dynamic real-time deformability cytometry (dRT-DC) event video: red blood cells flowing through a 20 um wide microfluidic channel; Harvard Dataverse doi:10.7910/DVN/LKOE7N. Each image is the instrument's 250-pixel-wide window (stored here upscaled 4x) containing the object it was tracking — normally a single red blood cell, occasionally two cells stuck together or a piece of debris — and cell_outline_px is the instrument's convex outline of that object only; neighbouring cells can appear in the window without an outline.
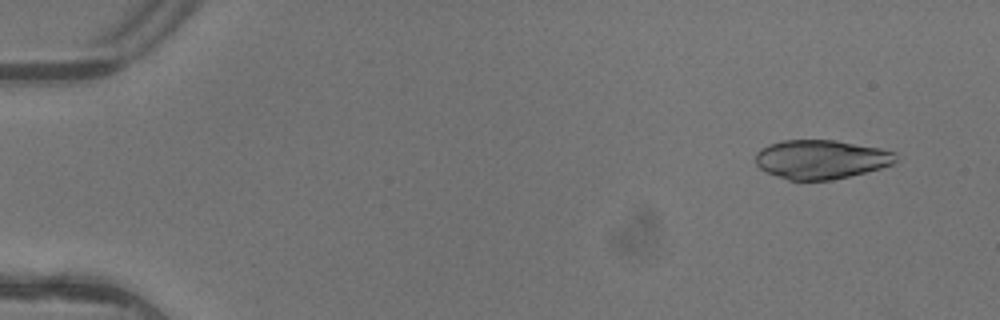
{"species": "common noctule bat (a hibernating species)", "species_latin": "Nyctalus noctula", "temperature_condition": "warm", "stored_images_in_passage": 4, "camera_frame_rate_fps": 3000, "um_per_image_px": 0.085, "animal": {"sex": "female"}, "frame": {"image": 1, "passage_image": 2, "time_ms": 0.333, "image_size_px": [1000, 320], "cell_outline_px": [[896, 160], [892, 164], [880, 168], [832, 180], [788, 180], [768, 172], [760, 168], [756, 164], [756, 152], [760, 148], [768, 144], [784, 140], [836, 140], [880, 148], [896, 152]], "centroid_in_image_um": [69.77, 13.53], "position_along_channel_um": 15.2, "area_um2": 31.79}}
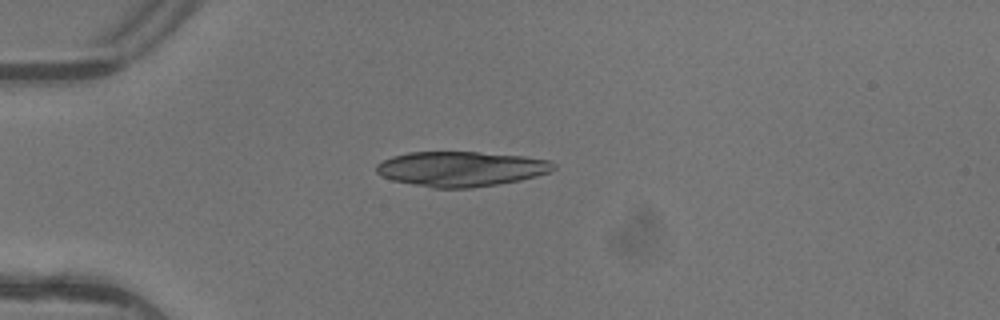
{"frame": {"image": 2, "passage_image": 4, "time_ms": 1.0, "image_size_px": [1000, 320], "cell_outline_px": [[556, 168], [548, 172], [536, 176], [520, 180], [472, 188], [432, 188], [392, 180], [380, 176], [376, 172], [376, 164], [392, 156], [408, 152], [476, 152], [524, 156], [548, 160], [556, 164]], "centroid_in_image_um": [39.16, 14.35], "position_along_channel_um": 45.8, "area_um2": 36.13}}